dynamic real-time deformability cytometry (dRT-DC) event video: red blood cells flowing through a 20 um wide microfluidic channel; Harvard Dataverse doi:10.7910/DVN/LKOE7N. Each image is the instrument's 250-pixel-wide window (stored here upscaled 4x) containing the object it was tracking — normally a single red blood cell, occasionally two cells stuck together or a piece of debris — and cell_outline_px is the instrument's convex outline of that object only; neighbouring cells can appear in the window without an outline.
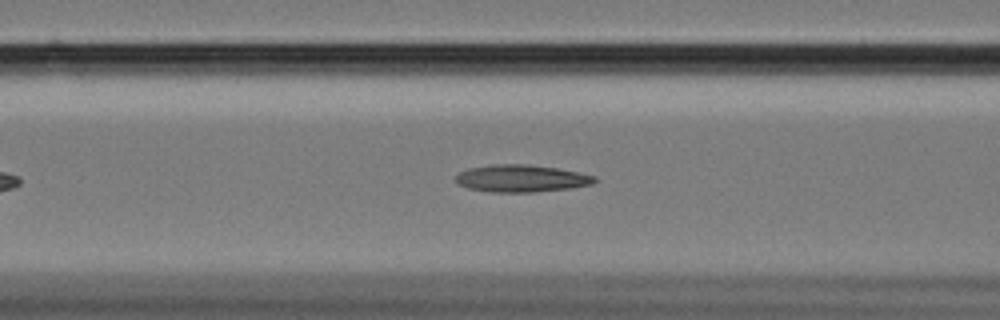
{"species": "Egyptian fruit bat (a non-hibernating species)", "species_latin": "Rousettus aegyptiacus", "temperature_condition": "cold", "stored_images_in_passage": 34, "camera_frame_rate_fps": 3000, "um_per_image_px": 0.085, "animal": {"sex": "female"}, "frame": {"image": 1, "passage_image": 15, "time_ms": 4.667, "image_size_px": [1000, 320], "cell_outline_px": [[596, 180], [592, 184], [572, 188], [532, 192], [492, 192], [468, 188], [460, 184], [456, 180], [456, 176], [460, 172], [468, 168], [492, 164], [528, 164], [556, 168], [580, 172], [596, 176]], "centroid_in_image_um": [44.34, 15.16], "position_along_channel_um": 122.3, "area_um2": 22.02}}
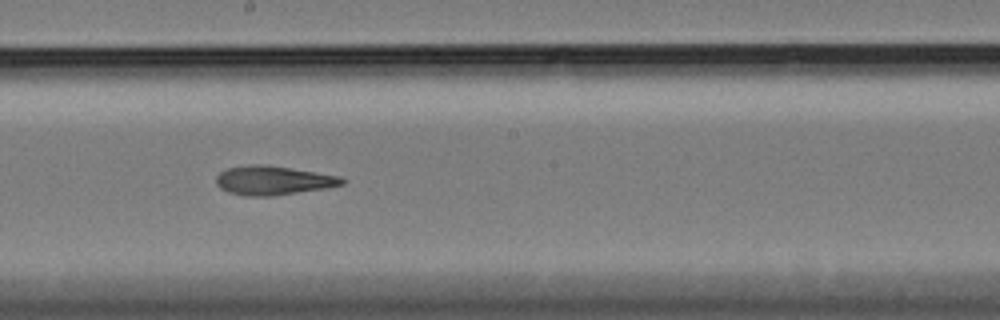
{"frame": {"image": 2, "passage_image": 24, "time_ms": 7.667, "image_size_px": [1000, 320], "cell_outline_px": [[348, 180], [344, 184], [328, 188], [272, 196], [244, 196], [228, 192], [220, 188], [216, 184], [216, 176], [220, 172], [228, 168], [252, 164], [268, 164], [340, 176]], "centroid_in_image_um": [23.24, 15.33], "position_along_channel_um": 225.0, "area_um2": 21.56}}
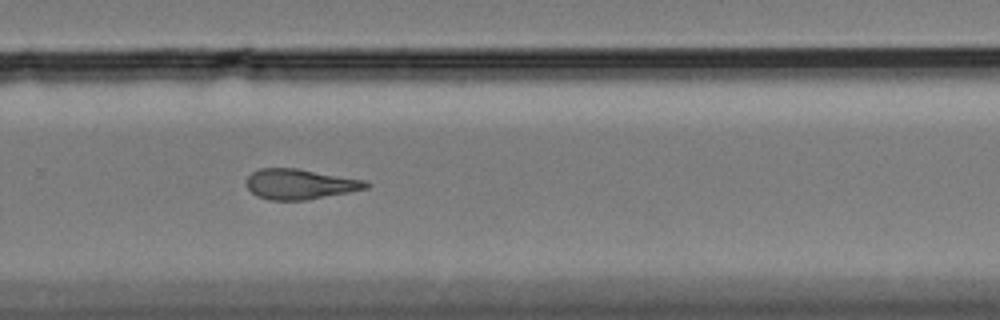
{"frame": {"image": 3, "passage_image": 31, "time_ms": 10.0, "image_size_px": [1000, 320], "cell_outline_px": [[372, 184], [368, 188], [308, 200], [268, 200], [256, 196], [244, 184], [248, 176], [252, 172], [260, 168], [296, 168], [364, 180]], "centroid_in_image_um": [25.46, 15.65], "position_along_channel_um": 304.3, "area_um2": 21.15}}